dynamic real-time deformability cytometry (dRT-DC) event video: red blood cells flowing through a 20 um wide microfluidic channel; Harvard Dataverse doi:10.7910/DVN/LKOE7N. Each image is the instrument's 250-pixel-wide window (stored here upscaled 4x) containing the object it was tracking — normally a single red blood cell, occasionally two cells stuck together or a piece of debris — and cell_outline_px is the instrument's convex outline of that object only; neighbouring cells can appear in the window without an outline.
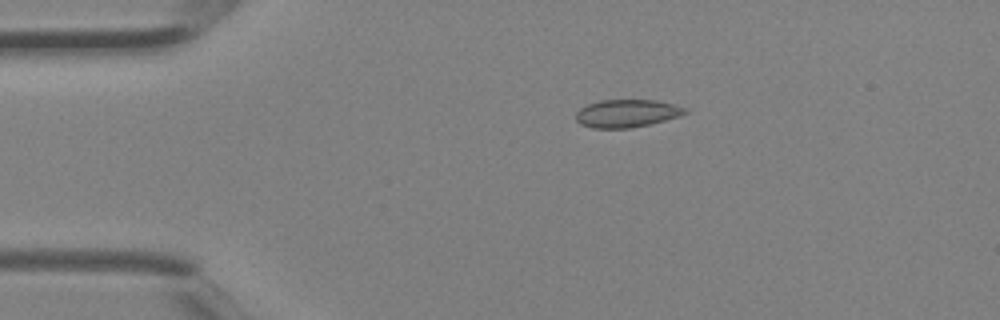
{"species": "Egyptian fruit bat (a non-hibernating species)", "species_latin": "Rousettus aegyptiacus", "temperature_condition": "room temperature", "stored_images_in_passage": 4, "camera_frame_rate_fps": 3000, "um_per_image_px": 0.085, "animal": {"sex": "female"}, "frame": {"image": 1, "passage_image": 3, "time_ms": 0.667, "image_size_px": [1000, 320], "cell_outline_px": [[688, 112], [680, 116], [648, 124], [628, 128], [592, 128], [580, 124], [576, 120], [576, 112], [580, 108], [588, 104], [600, 100], [656, 100], [676, 104], [688, 108]], "centroid_in_image_um": [53.29, 9.63], "position_along_channel_um": 31.7, "area_um2": 17.74}}